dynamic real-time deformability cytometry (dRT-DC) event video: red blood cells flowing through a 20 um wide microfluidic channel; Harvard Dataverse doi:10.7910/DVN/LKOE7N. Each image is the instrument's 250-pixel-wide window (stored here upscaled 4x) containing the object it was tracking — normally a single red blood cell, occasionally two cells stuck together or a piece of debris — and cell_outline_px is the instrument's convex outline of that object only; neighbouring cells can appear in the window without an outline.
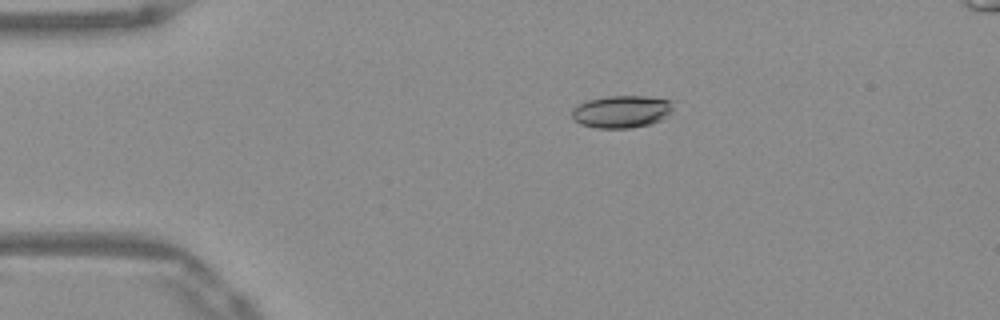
{"species": "Egyptian fruit bat (a non-hibernating species)", "species_latin": "Rousettus aegyptiacus", "temperature_condition": "warm", "stored_images_in_passage": 42, "camera_frame_rate_fps": 3000, "um_per_image_px": 0.085, "frame": {"image": 1, "passage_image": 1, "time_ms": 0.0, "image_size_px": [1000, 320], "cell_outline_px": [[672, 112], [660, 120], [648, 124], [632, 128], [596, 128], [580, 124], [572, 120], [572, 112], [580, 104], [588, 100], [608, 96], [644, 96], [672, 100]], "centroid_in_image_um": [52.84, 9.49], "position_along_channel_um": 32.2, "area_um2": 19.02}}
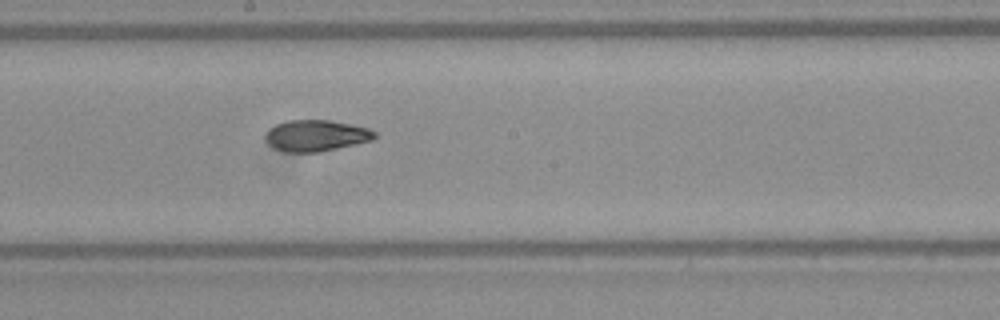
{"frame": {"image": 2, "passage_image": 19, "time_ms": 6.0, "image_size_px": [1000, 320], "cell_outline_px": [[376, 136], [372, 140], [356, 144], [320, 152], [284, 152], [268, 144], [268, 132], [276, 124], [288, 120], [328, 120], [352, 124], [368, 128], [376, 132]], "centroid_in_image_um": [26.92, 11.53], "position_along_channel_um": 221.3, "area_um2": 19.65}}
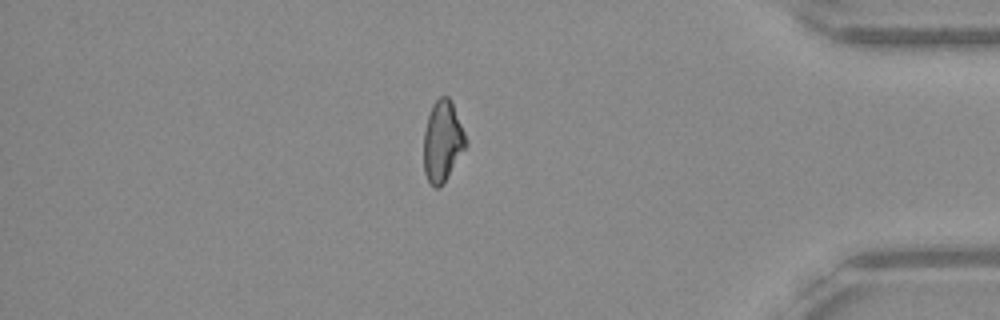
{"frame": {"image": 3, "passage_image": 35, "time_ms": 11.333, "image_size_px": [1000, 320], "cell_outline_px": [[468, 144], [440, 188], [436, 188], [428, 180], [424, 172], [424, 132], [428, 116], [432, 104], [440, 96], [448, 96], [452, 104], [464, 132]], "centroid_in_image_um": [37.6, 12.01], "position_along_channel_um": 397.6, "area_um2": 19.54}, "authors_computed_cell_mechanics": {"area_um2": 19.9699, "velocity_mm_per_s": 3.9387, "shape_relaxation_time_tau1_ms": 10.0989, "shape_relaxation_time_tau2_ms": 1.8519, "deformation_change_tau1": 0.2485, "deformation_change_tau2": 0.0623}}